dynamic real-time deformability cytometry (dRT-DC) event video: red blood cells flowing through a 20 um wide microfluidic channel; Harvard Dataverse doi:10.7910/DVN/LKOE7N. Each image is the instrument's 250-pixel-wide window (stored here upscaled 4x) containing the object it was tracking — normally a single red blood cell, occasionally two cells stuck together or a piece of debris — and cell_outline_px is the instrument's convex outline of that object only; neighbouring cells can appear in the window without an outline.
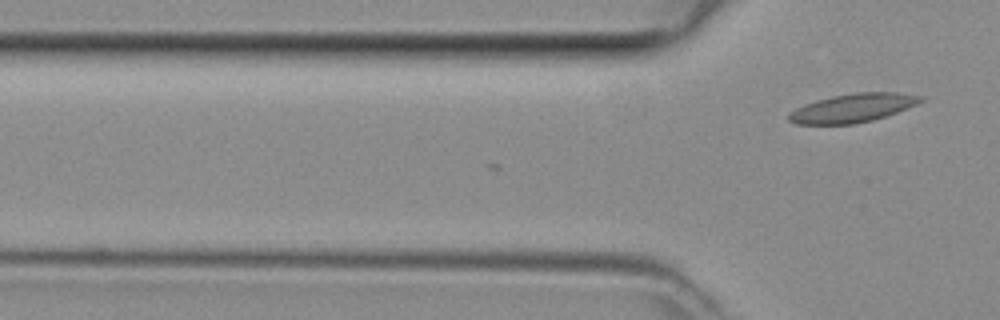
{"species": "common noctule bat (a hibernating species)", "species_latin": "Nyctalus noctula", "temperature_condition": "room temperature", "stored_images_in_passage": 4, "camera_frame_rate_fps": 3000, "um_per_image_px": 0.085, "animal": {"sex": "female", "body_mass_g": 29.2, "forearm_length_mm": 56.3}, "frame": {"image": 1, "passage_image": 4, "time_ms": 1.0, "image_size_px": [1000, 320], "cell_outline_px": [[924, 100], [916, 104], [896, 112], [872, 120], [852, 124], [796, 124], [788, 120], [788, 112], [804, 104], [816, 100], [832, 96], [856, 92], [896, 92], [924, 96]], "centroid_in_image_um": [72.45, 9.17], "position_along_channel_um": 53.3, "area_um2": 21.91}}